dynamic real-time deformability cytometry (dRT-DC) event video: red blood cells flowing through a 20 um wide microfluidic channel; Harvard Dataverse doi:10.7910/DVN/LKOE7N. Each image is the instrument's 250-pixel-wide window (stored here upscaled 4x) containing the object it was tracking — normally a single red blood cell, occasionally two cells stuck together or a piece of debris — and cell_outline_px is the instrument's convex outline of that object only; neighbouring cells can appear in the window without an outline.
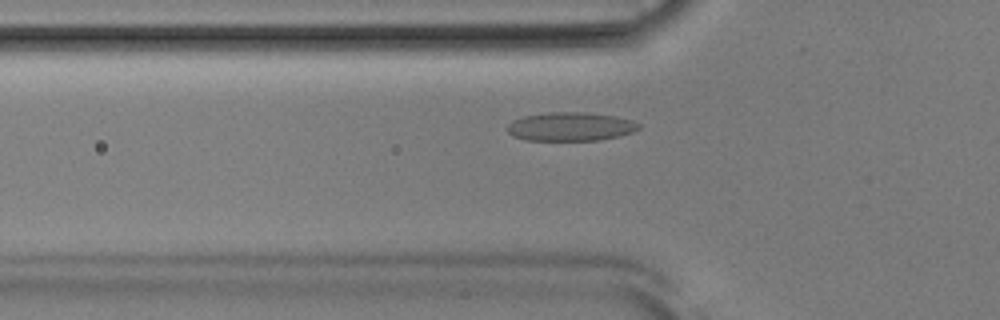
{"species": "Egyptian fruit bat (a non-hibernating species)", "species_latin": "Rousettus aegyptiacus", "temperature_condition": "room temperature", "stored_images_in_passage": 45, "camera_frame_rate_fps": 3000, "um_per_image_px": 0.085, "animal": {"sex": "male"}, "frame": {"image": 1, "passage_image": 14, "time_ms": 4.333, "image_size_px": [1000, 320], "cell_outline_px": [[640, 128], [632, 132], [620, 136], [600, 140], [524, 140], [512, 136], [504, 128], [512, 120], [524, 116], [548, 112], [584, 112], [616, 116], [632, 120], [640, 124]], "centroid_in_image_um": [48.47, 10.76], "position_along_channel_um": 77.3, "area_um2": 22.2}}
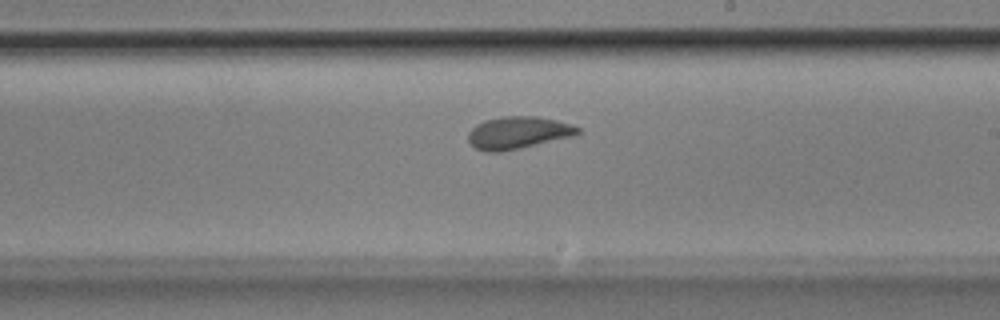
{"frame": {"image": 2, "passage_image": 27, "time_ms": 8.667, "image_size_px": [1000, 320], "cell_outline_px": [[580, 132], [572, 136], [520, 148], [500, 152], [484, 152], [476, 148], [468, 140], [468, 132], [476, 124], [484, 120], [500, 116], [536, 116], [556, 120], [572, 124], [580, 128]], "centroid_in_image_um": [44.01, 11.27], "position_along_channel_um": 245.0, "area_um2": 20.63}}
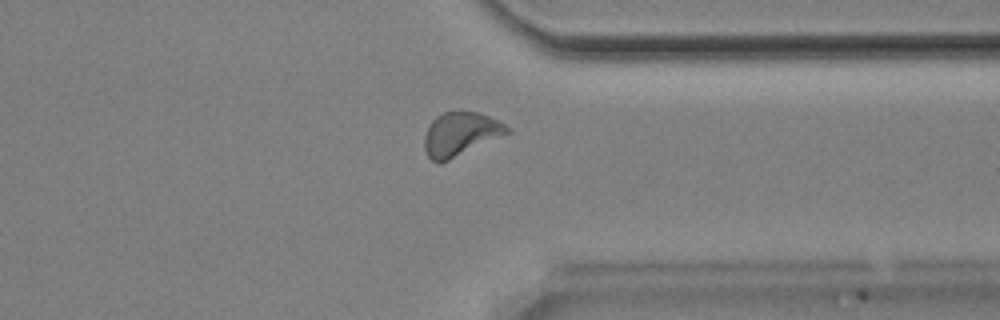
{"frame": {"image": 3, "passage_image": 37, "time_ms": 12.0, "image_size_px": [1000, 320], "cell_outline_px": [[512, 132], [440, 164], [436, 164], [428, 156], [424, 148], [424, 136], [432, 120], [436, 116], [444, 112], [480, 112], [504, 124]], "centroid_in_image_um": [39.12, 11.42], "position_along_channel_um": 372.3, "area_um2": 20.98}}